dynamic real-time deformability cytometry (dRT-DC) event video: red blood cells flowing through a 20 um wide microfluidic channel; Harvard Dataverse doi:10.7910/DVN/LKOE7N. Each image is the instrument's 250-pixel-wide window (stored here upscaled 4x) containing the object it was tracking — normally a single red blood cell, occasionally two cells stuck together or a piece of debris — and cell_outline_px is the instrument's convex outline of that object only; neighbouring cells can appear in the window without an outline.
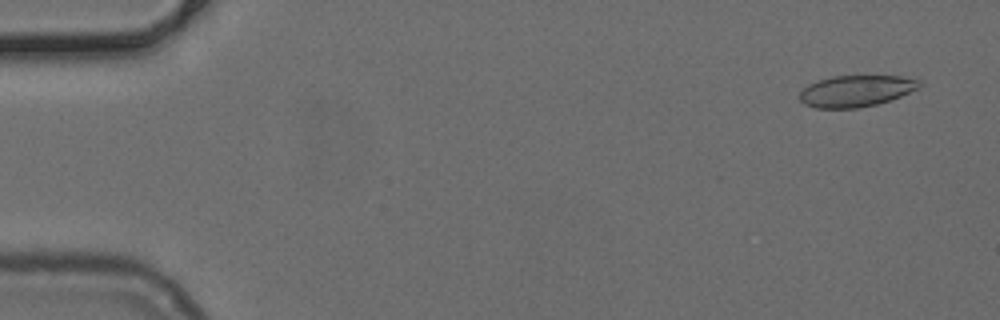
{"species": "common noctule bat (a hibernating species)", "species_latin": "Nyctalus noctula", "temperature_condition": "cold", "stored_images_in_passage": 51, "camera_frame_rate_fps": 3000, "um_per_image_px": 0.085, "animal": {"sex": "female", "body_mass_g": 24.6, "forearm_length_mm": 56.2}, "frame": {"image": 1, "passage_image": 3, "time_ms": 0.667, "image_size_px": [1000, 320], "cell_outline_px": [[920, 88], [900, 96], [876, 104], [856, 108], [816, 108], [804, 104], [800, 100], [800, 92], [808, 84], [832, 76], [900, 76], [920, 80]], "centroid_in_image_um": [72.75, 7.73], "position_along_channel_um": 12.2, "area_um2": 21.73}}
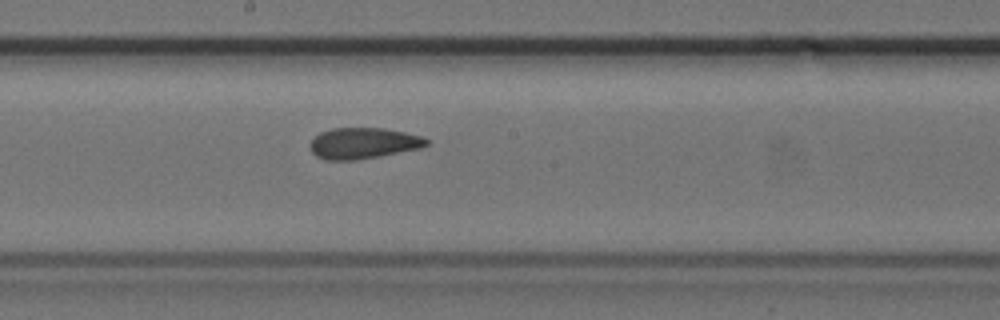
{"frame": {"image": 2, "passage_image": 28, "time_ms": 9.0, "image_size_px": [1000, 320], "cell_outline_px": [[428, 144], [420, 148], [380, 156], [356, 160], [324, 160], [316, 156], [312, 152], [308, 144], [320, 132], [332, 128], [384, 128], [404, 132], [420, 136], [428, 140]], "centroid_in_image_um": [30.84, 12.18], "position_along_channel_um": 217.4, "area_um2": 21.04}}
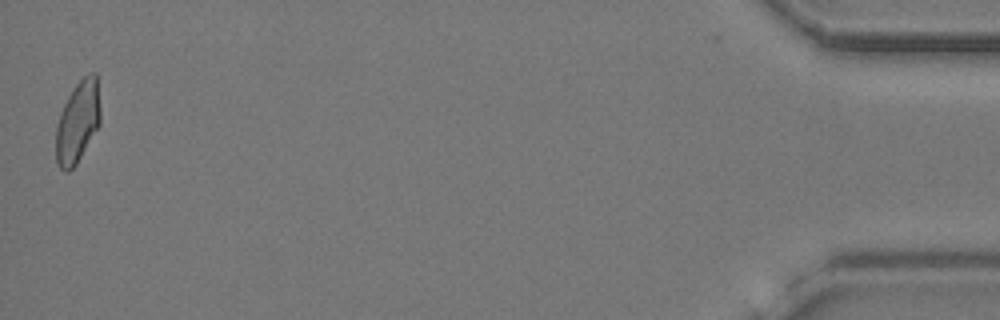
{"frame": {"image": 3, "passage_image": 51, "time_ms": 16.667, "image_size_px": [1000, 320], "cell_outline_px": [[100, 124], [76, 164], [68, 172], [64, 172], [60, 168], [56, 160], [56, 124], [60, 112], [72, 88], [84, 76], [92, 72], [96, 72], [100, 108]], "centroid_in_image_um": [6.6, 10.36], "position_along_channel_um": 428.6, "area_um2": 21.15}}